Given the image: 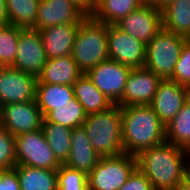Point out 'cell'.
Masks as SVG:
<instances>
[{
    "mask_svg": "<svg viewBox=\"0 0 190 190\" xmlns=\"http://www.w3.org/2000/svg\"><path fill=\"white\" fill-rule=\"evenodd\" d=\"M37 77L11 66L0 72V106L36 101Z\"/></svg>",
    "mask_w": 190,
    "mask_h": 190,
    "instance_id": "4fadbf2b",
    "label": "cell"
},
{
    "mask_svg": "<svg viewBox=\"0 0 190 190\" xmlns=\"http://www.w3.org/2000/svg\"><path fill=\"white\" fill-rule=\"evenodd\" d=\"M86 116L87 114L84 112L83 106L74 97L70 100V103L55 105V108L44 116V119L48 122L73 129L82 126Z\"/></svg>",
    "mask_w": 190,
    "mask_h": 190,
    "instance_id": "4316f807",
    "label": "cell"
},
{
    "mask_svg": "<svg viewBox=\"0 0 190 190\" xmlns=\"http://www.w3.org/2000/svg\"><path fill=\"white\" fill-rule=\"evenodd\" d=\"M0 190H20L19 179L14 169L0 171Z\"/></svg>",
    "mask_w": 190,
    "mask_h": 190,
    "instance_id": "836d02e7",
    "label": "cell"
},
{
    "mask_svg": "<svg viewBox=\"0 0 190 190\" xmlns=\"http://www.w3.org/2000/svg\"><path fill=\"white\" fill-rule=\"evenodd\" d=\"M144 3L145 0H98L92 17L105 24L115 25Z\"/></svg>",
    "mask_w": 190,
    "mask_h": 190,
    "instance_id": "cb8c5ba5",
    "label": "cell"
},
{
    "mask_svg": "<svg viewBox=\"0 0 190 190\" xmlns=\"http://www.w3.org/2000/svg\"><path fill=\"white\" fill-rule=\"evenodd\" d=\"M121 115L124 153L136 156L166 141L165 125L150 105L121 107Z\"/></svg>",
    "mask_w": 190,
    "mask_h": 190,
    "instance_id": "7a4b0ae2",
    "label": "cell"
},
{
    "mask_svg": "<svg viewBox=\"0 0 190 190\" xmlns=\"http://www.w3.org/2000/svg\"><path fill=\"white\" fill-rule=\"evenodd\" d=\"M16 166L15 136L0 126V171Z\"/></svg>",
    "mask_w": 190,
    "mask_h": 190,
    "instance_id": "4dcf8cb0",
    "label": "cell"
},
{
    "mask_svg": "<svg viewBox=\"0 0 190 190\" xmlns=\"http://www.w3.org/2000/svg\"><path fill=\"white\" fill-rule=\"evenodd\" d=\"M88 139L100 157L117 156L123 151L121 107L90 113L83 123Z\"/></svg>",
    "mask_w": 190,
    "mask_h": 190,
    "instance_id": "3957f363",
    "label": "cell"
},
{
    "mask_svg": "<svg viewBox=\"0 0 190 190\" xmlns=\"http://www.w3.org/2000/svg\"><path fill=\"white\" fill-rule=\"evenodd\" d=\"M188 152H189V169H190V150Z\"/></svg>",
    "mask_w": 190,
    "mask_h": 190,
    "instance_id": "60d3db41",
    "label": "cell"
},
{
    "mask_svg": "<svg viewBox=\"0 0 190 190\" xmlns=\"http://www.w3.org/2000/svg\"><path fill=\"white\" fill-rule=\"evenodd\" d=\"M190 97V89L170 79H162L150 106L166 126Z\"/></svg>",
    "mask_w": 190,
    "mask_h": 190,
    "instance_id": "9a60e30c",
    "label": "cell"
},
{
    "mask_svg": "<svg viewBox=\"0 0 190 190\" xmlns=\"http://www.w3.org/2000/svg\"><path fill=\"white\" fill-rule=\"evenodd\" d=\"M86 16H92L95 12L98 0H71Z\"/></svg>",
    "mask_w": 190,
    "mask_h": 190,
    "instance_id": "e575fe53",
    "label": "cell"
},
{
    "mask_svg": "<svg viewBox=\"0 0 190 190\" xmlns=\"http://www.w3.org/2000/svg\"><path fill=\"white\" fill-rule=\"evenodd\" d=\"M99 159L100 156L92 147L83 125L73 128L71 149L64 165L88 175L96 167Z\"/></svg>",
    "mask_w": 190,
    "mask_h": 190,
    "instance_id": "e0dca14e",
    "label": "cell"
},
{
    "mask_svg": "<svg viewBox=\"0 0 190 190\" xmlns=\"http://www.w3.org/2000/svg\"><path fill=\"white\" fill-rule=\"evenodd\" d=\"M162 79L145 67L132 68L125 84L120 107L150 105Z\"/></svg>",
    "mask_w": 190,
    "mask_h": 190,
    "instance_id": "5bb4252c",
    "label": "cell"
},
{
    "mask_svg": "<svg viewBox=\"0 0 190 190\" xmlns=\"http://www.w3.org/2000/svg\"><path fill=\"white\" fill-rule=\"evenodd\" d=\"M119 190H154L149 179L136 168Z\"/></svg>",
    "mask_w": 190,
    "mask_h": 190,
    "instance_id": "d6a6232c",
    "label": "cell"
},
{
    "mask_svg": "<svg viewBox=\"0 0 190 190\" xmlns=\"http://www.w3.org/2000/svg\"><path fill=\"white\" fill-rule=\"evenodd\" d=\"M57 190H89L87 175L61 164L57 169Z\"/></svg>",
    "mask_w": 190,
    "mask_h": 190,
    "instance_id": "f546056e",
    "label": "cell"
},
{
    "mask_svg": "<svg viewBox=\"0 0 190 190\" xmlns=\"http://www.w3.org/2000/svg\"><path fill=\"white\" fill-rule=\"evenodd\" d=\"M40 0H6L9 23L19 28H34Z\"/></svg>",
    "mask_w": 190,
    "mask_h": 190,
    "instance_id": "83f0119b",
    "label": "cell"
},
{
    "mask_svg": "<svg viewBox=\"0 0 190 190\" xmlns=\"http://www.w3.org/2000/svg\"><path fill=\"white\" fill-rule=\"evenodd\" d=\"M43 118L36 101L0 106V126L13 136L41 129Z\"/></svg>",
    "mask_w": 190,
    "mask_h": 190,
    "instance_id": "8fae6325",
    "label": "cell"
},
{
    "mask_svg": "<svg viewBox=\"0 0 190 190\" xmlns=\"http://www.w3.org/2000/svg\"><path fill=\"white\" fill-rule=\"evenodd\" d=\"M41 128L54 156L61 164H64L68 159L71 149L72 129L64 127L63 125L48 122L44 118Z\"/></svg>",
    "mask_w": 190,
    "mask_h": 190,
    "instance_id": "484cf974",
    "label": "cell"
},
{
    "mask_svg": "<svg viewBox=\"0 0 190 190\" xmlns=\"http://www.w3.org/2000/svg\"><path fill=\"white\" fill-rule=\"evenodd\" d=\"M107 28L108 24L92 16L79 24L71 56L83 73L109 58Z\"/></svg>",
    "mask_w": 190,
    "mask_h": 190,
    "instance_id": "277c9868",
    "label": "cell"
},
{
    "mask_svg": "<svg viewBox=\"0 0 190 190\" xmlns=\"http://www.w3.org/2000/svg\"><path fill=\"white\" fill-rule=\"evenodd\" d=\"M131 69L129 66L108 58L85 74L114 105L120 106V99L123 96L126 80Z\"/></svg>",
    "mask_w": 190,
    "mask_h": 190,
    "instance_id": "ba28073f",
    "label": "cell"
},
{
    "mask_svg": "<svg viewBox=\"0 0 190 190\" xmlns=\"http://www.w3.org/2000/svg\"><path fill=\"white\" fill-rule=\"evenodd\" d=\"M16 165L57 170L56 159L41 129L15 136Z\"/></svg>",
    "mask_w": 190,
    "mask_h": 190,
    "instance_id": "52a82bcc",
    "label": "cell"
},
{
    "mask_svg": "<svg viewBox=\"0 0 190 190\" xmlns=\"http://www.w3.org/2000/svg\"><path fill=\"white\" fill-rule=\"evenodd\" d=\"M136 161L137 168L149 179L154 190H172L185 181L189 152L165 141L139 152Z\"/></svg>",
    "mask_w": 190,
    "mask_h": 190,
    "instance_id": "6da1fadb",
    "label": "cell"
},
{
    "mask_svg": "<svg viewBox=\"0 0 190 190\" xmlns=\"http://www.w3.org/2000/svg\"><path fill=\"white\" fill-rule=\"evenodd\" d=\"M6 66L0 61V72L5 68Z\"/></svg>",
    "mask_w": 190,
    "mask_h": 190,
    "instance_id": "ab89813d",
    "label": "cell"
},
{
    "mask_svg": "<svg viewBox=\"0 0 190 190\" xmlns=\"http://www.w3.org/2000/svg\"><path fill=\"white\" fill-rule=\"evenodd\" d=\"M185 181L190 185V169H188V172L186 174Z\"/></svg>",
    "mask_w": 190,
    "mask_h": 190,
    "instance_id": "f35d334b",
    "label": "cell"
},
{
    "mask_svg": "<svg viewBox=\"0 0 190 190\" xmlns=\"http://www.w3.org/2000/svg\"><path fill=\"white\" fill-rule=\"evenodd\" d=\"M109 59L131 68H141L145 65L146 44L133 38L116 25H108Z\"/></svg>",
    "mask_w": 190,
    "mask_h": 190,
    "instance_id": "7c38bea8",
    "label": "cell"
},
{
    "mask_svg": "<svg viewBox=\"0 0 190 190\" xmlns=\"http://www.w3.org/2000/svg\"><path fill=\"white\" fill-rule=\"evenodd\" d=\"M73 88L74 97L83 106L84 112L87 115L107 111L114 106L109 98L94 85L85 73L73 83Z\"/></svg>",
    "mask_w": 190,
    "mask_h": 190,
    "instance_id": "ffe728a7",
    "label": "cell"
},
{
    "mask_svg": "<svg viewBox=\"0 0 190 190\" xmlns=\"http://www.w3.org/2000/svg\"><path fill=\"white\" fill-rule=\"evenodd\" d=\"M47 62L39 30L20 28L17 54L11 66L38 77Z\"/></svg>",
    "mask_w": 190,
    "mask_h": 190,
    "instance_id": "30bf717a",
    "label": "cell"
},
{
    "mask_svg": "<svg viewBox=\"0 0 190 190\" xmlns=\"http://www.w3.org/2000/svg\"><path fill=\"white\" fill-rule=\"evenodd\" d=\"M9 24L6 0H0V25Z\"/></svg>",
    "mask_w": 190,
    "mask_h": 190,
    "instance_id": "d590c367",
    "label": "cell"
},
{
    "mask_svg": "<svg viewBox=\"0 0 190 190\" xmlns=\"http://www.w3.org/2000/svg\"><path fill=\"white\" fill-rule=\"evenodd\" d=\"M86 15L71 0H40L33 29L60 24H80Z\"/></svg>",
    "mask_w": 190,
    "mask_h": 190,
    "instance_id": "2e32d148",
    "label": "cell"
},
{
    "mask_svg": "<svg viewBox=\"0 0 190 190\" xmlns=\"http://www.w3.org/2000/svg\"><path fill=\"white\" fill-rule=\"evenodd\" d=\"M115 25L147 45L162 29V11L145 2Z\"/></svg>",
    "mask_w": 190,
    "mask_h": 190,
    "instance_id": "9c48e42d",
    "label": "cell"
},
{
    "mask_svg": "<svg viewBox=\"0 0 190 190\" xmlns=\"http://www.w3.org/2000/svg\"><path fill=\"white\" fill-rule=\"evenodd\" d=\"M136 168L135 155L122 153L100 157L96 167L87 175L89 190H119Z\"/></svg>",
    "mask_w": 190,
    "mask_h": 190,
    "instance_id": "8992f818",
    "label": "cell"
},
{
    "mask_svg": "<svg viewBox=\"0 0 190 190\" xmlns=\"http://www.w3.org/2000/svg\"><path fill=\"white\" fill-rule=\"evenodd\" d=\"M173 0H145V2L150 3L154 7L158 9H162L165 7L168 3L172 2Z\"/></svg>",
    "mask_w": 190,
    "mask_h": 190,
    "instance_id": "8d00e7d4",
    "label": "cell"
},
{
    "mask_svg": "<svg viewBox=\"0 0 190 190\" xmlns=\"http://www.w3.org/2000/svg\"><path fill=\"white\" fill-rule=\"evenodd\" d=\"M166 141L190 150V97L181 110L165 126Z\"/></svg>",
    "mask_w": 190,
    "mask_h": 190,
    "instance_id": "d4e9b609",
    "label": "cell"
},
{
    "mask_svg": "<svg viewBox=\"0 0 190 190\" xmlns=\"http://www.w3.org/2000/svg\"><path fill=\"white\" fill-rule=\"evenodd\" d=\"M20 190H57V170L16 165Z\"/></svg>",
    "mask_w": 190,
    "mask_h": 190,
    "instance_id": "7402d4cb",
    "label": "cell"
},
{
    "mask_svg": "<svg viewBox=\"0 0 190 190\" xmlns=\"http://www.w3.org/2000/svg\"><path fill=\"white\" fill-rule=\"evenodd\" d=\"M161 11L162 28L190 39V0H173Z\"/></svg>",
    "mask_w": 190,
    "mask_h": 190,
    "instance_id": "44dd1931",
    "label": "cell"
},
{
    "mask_svg": "<svg viewBox=\"0 0 190 190\" xmlns=\"http://www.w3.org/2000/svg\"><path fill=\"white\" fill-rule=\"evenodd\" d=\"M170 80L190 89V39H187L183 44Z\"/></svg>",
    "mask_w": 190,
    "mask_h": 190,
    "instance_id": "1f68e13d",
    "label": "cell"
},
{
    "mask_svg": "<svg viewBox=\"0 0 190 190\" xmlns=\"http://www.w3.org/2000/svg\"><path fill=\"white\" fill-rule=\"evenodd\" d=\"M79 24H60L40 29L47 59L71 55Z\"/></svg>",
    "mask_w": 190,
    "mask_h": 190,
    "instance_id": "ac0fdd59",
    "label": "cell"
},
{
    "mask_svg": "<svg viewBox=\"0 0 190 190\" xmlns=\"http://www.w3.org/2000/svg\"><path fill=\"white\" fill-rule=\"evenodd\" d=\"M83 74L71 55L47 59L37 83L71 85Z\"/></svg>",
    "mask_w": 190,
    "mask_h": 190,
    "instance_id": "d6986e66",
    "label": "cell"
},
{
    "mask_svg": "<svg viewBox=\"0 0 190 190\" xmlns=\"http://www.w3.org/2000/svg\"><path fill=\"white\" fill-rule=\"evenodd\" d=\"M20 28L12 24L0 25V61L12 66L17 54Z\"/></svg>",
    "mask_w": 190,
    "mask_h": 190,
    "instance_id": "f1b7e54d",
    "label": "cell"
},
{
    "mask_svg": "<svg viewBox=\"0 0 190 190\" xmlns=\"http://www.w3.org/2000/svg\"><path fill=\"white\" fill-rule=\"evenodd\" d=\"M74 98V88L71 85L37 83L36 103L42 116L55 108V105L70 103Z\"/></svg>",
    "mask_w": 190,
    "mask_h": 190,
    "instance_id": "603a6c76",
    "label": "cell"
},
{
    "mask_svg": "<svg viewBox=\"0 0 190 190\" xmlns=\"http://www.w3.org/2000/svg\"><path fill=\"white\" fill-rule=\"evenodd\" d=\"M186 40L162 28L146 45L144 67L161 79H170Z\"/></svg>",
    "mask_w": 190,
    "mask_h": 190,
    "instance_id": "5b68a950",
    "label": "cell"
},
{
    "mask_svg": "<svg viewBox=\"0 0 190 190\" xmlns=\"http://www.w3.org/2000/svg\"><path fill=\"white\" fill-rule=\"evenodd\" d=\"M172 190H190V185L183 181L182 183H179L176 187H174Z\"/></svg>",
    "mask_w": 190,
    "mask_h": 190,
    "instance_id": "74e56055",
    "label": "cell"
}]
</instances>
